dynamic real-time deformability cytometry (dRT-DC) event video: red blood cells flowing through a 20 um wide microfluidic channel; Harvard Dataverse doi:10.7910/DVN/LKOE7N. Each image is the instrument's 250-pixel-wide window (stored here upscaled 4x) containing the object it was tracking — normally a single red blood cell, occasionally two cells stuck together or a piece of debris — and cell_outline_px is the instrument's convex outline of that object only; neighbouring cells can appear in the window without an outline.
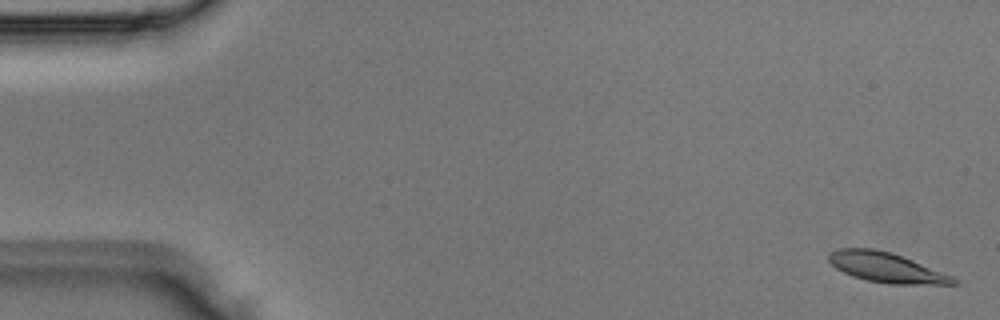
{"species": "Egyptian fruit bat (a non-hibernating species)", "species_latin": "Rousettus aegyptiacus", "temperature_condition": "room temperature", "stored_images_in_passage": 4, "segment_of_instrument_passage": [2, 2], "camera_frame_rate_fps": 3000, "um_per_image_px": 0.085, "animal": {"sex": "male"}, "frame": {"image": 1, "passage_image": 4, "time_ms": 1.0, "image_size_px": [1000, 320], "cell_outline_px": [[960, 284], [888, 284], [868, 280], [852, 276], [836, 268], [828, 260], [828, 252], [840, 248], [872, 248], [892, 252], [952, 276], [960, 280]], "centroid_in_image_um": [75.33, 22.73], "position_along_channel_um": 9.7, "area_um2": 21.68}}